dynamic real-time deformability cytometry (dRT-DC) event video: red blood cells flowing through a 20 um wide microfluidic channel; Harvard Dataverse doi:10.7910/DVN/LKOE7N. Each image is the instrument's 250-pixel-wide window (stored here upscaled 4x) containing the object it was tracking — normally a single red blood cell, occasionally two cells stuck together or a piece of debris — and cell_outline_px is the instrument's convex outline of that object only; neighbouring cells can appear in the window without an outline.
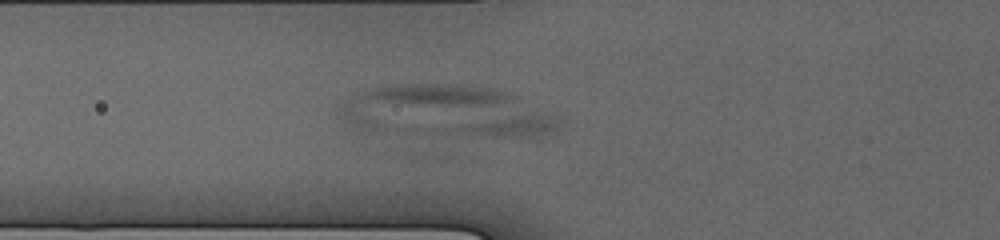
{"species": "human", "species_latin": "Homo sapiens", "temperature_condition": "cold", "stored_images_in_passage": 31, "segment_of_instrument_passage": [1, 2], "camera_frame_rate_fps": 3000, "um_per_image_px": 0.085, "donor": {"sex": "male"}, "frame": {"image": 1, "passage_image": 7, "time_ms": 2.0, "image_size_px": [1000, 240], "cell_outline_px": [[556, 132], [540, 140], [380, 132], [364, 128], [344, 120], [340, 116], [336, 108], [336, 104], [348, 96], [356, 92], [372, 88], [396, 84], [460, 84], [492, 88], [504, 92], [556, 116]], "centroid_in_image_um": [37.95, 9.51], "position_along_channel_um": 87.9, "area_um2": 67.51}}